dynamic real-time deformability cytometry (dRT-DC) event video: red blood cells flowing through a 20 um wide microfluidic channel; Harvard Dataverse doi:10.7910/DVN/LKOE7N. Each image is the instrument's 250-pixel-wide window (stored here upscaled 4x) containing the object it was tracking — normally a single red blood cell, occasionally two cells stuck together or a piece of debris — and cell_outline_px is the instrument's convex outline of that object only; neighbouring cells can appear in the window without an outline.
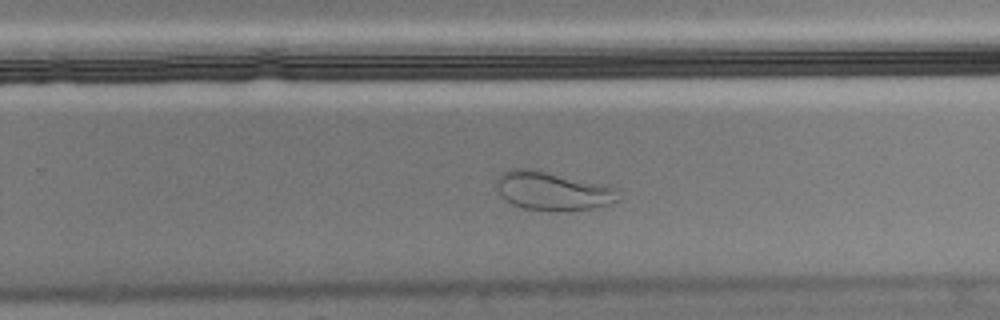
{"species": "Egyptian fruit bat (a non-hibernating species)", "species_latin": "Rousettus aegyptiacus", "temperature_condition": "cold", "stored_images_in_passage": 48, "camera_frame_rate_fps": 3000, "um_per_image_px": 0.085, "animal": {"sex": "male"}, "frame": {"image": 1, "passage_image": 28, "time_ms": 9.0, "image_size_px": [1000, 320], "cell_outline_px": [[620, 200], [608, 204], [592, 208], [572, 212], [556, 212], [524, 208], [512, 204], [504, 200], [500, 196], [496, 188], [496, 180], [508, 168], [532, 168], [604, 184], [616, 188]], "centroid_in_image_um": [46.96, 16.24], "position_along_channel_um": 282.8, "area_um2": 28.03}}